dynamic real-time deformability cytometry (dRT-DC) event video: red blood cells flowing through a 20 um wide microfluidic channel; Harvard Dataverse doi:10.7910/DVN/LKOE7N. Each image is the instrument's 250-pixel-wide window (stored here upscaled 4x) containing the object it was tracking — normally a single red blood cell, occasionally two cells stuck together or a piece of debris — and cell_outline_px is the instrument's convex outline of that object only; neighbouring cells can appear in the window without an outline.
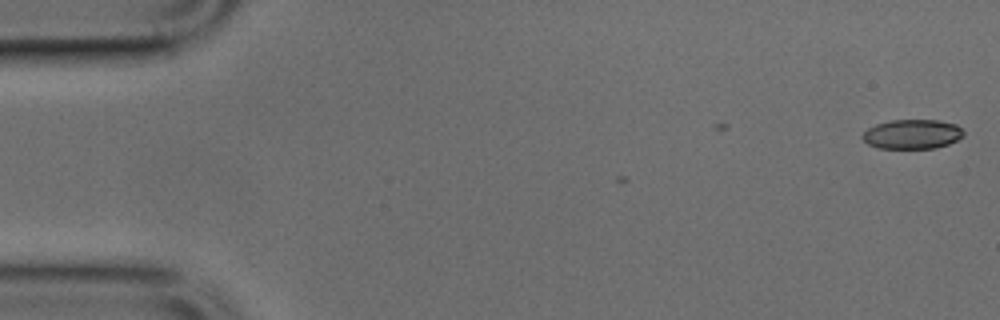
{"species": "common noctule bat (a hibernating species)", "species_latin": "Nyctalus noctula", "temperature_condition": "cold", "stored_images_in_passage": 2, "camera_frame_rate_fps": 3000, "um_per_image_px": 0.085, "animal": {"sex": "male", "body_mass_g": 17.9, "forearm_length_mm": 54.2}, "frame": {"image": 1, "passage_image": 2, "time_ms": 0.333, "image_size_px": [1000, 320], "cell_outline_px": [[964, 136], [948, 144], [936, 148], [880, 148], [868, 144], [860, 136], [868, 128], [876, 124], [892, 120], [940, 120], [956, 124], [964, 132]], "centroid_in_image_um": [77.55, 11.4], "position_along_channel_um": 7.5, "area_um2": 17.34}}